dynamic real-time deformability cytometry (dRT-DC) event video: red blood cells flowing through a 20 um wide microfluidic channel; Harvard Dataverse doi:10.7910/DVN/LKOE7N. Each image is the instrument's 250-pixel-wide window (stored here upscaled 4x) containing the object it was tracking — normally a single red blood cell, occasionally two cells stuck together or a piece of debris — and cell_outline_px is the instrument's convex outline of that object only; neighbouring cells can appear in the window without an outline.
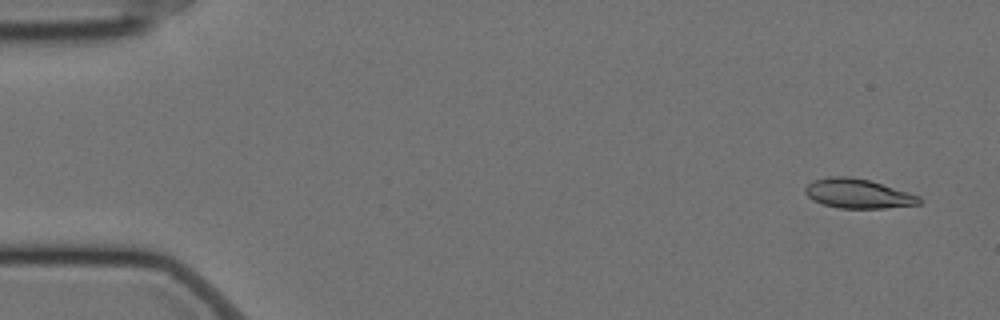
{"species": "Egyptian fruit bat (a non-hibernating species)", "species_latin": "Rousettus aegyptiacus", "temperature_condition": "cold", "stored_images_in_passage": 20, "camera_frame_rate_fps": 3000, "um_per_image_px": 0.085, "animal": {"sex": "female"}, "frame": {"image": 1, "passage_image": 2, "time_ms": 0.333, "image_size_px": [1000, 320], "cell_outline_px": [[920, 204], [884, 208], [840, 208], [824, 204], [812, 200], [804, 192], [804, 188], [812, 180], [828, 176], [852, 176], [872, 180], [920, 196]], "centroid_in_image_um": [72.91, 16.43], "position_along_channel_um": 12.1, "area_um2": 19.71}}
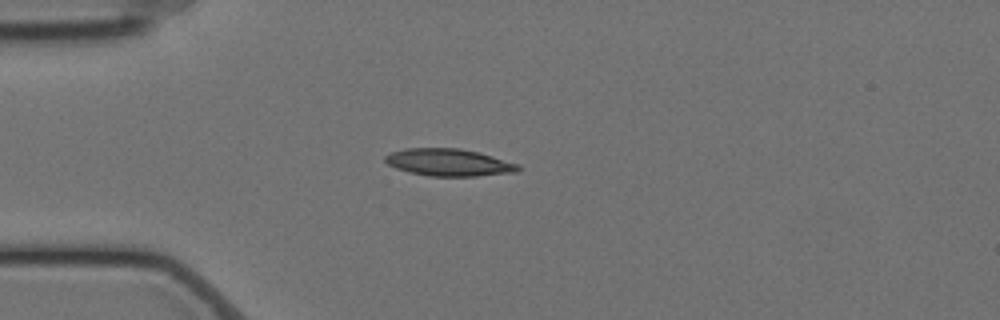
{"frame": {"image": 2, "passage_image": 14, "time_ms": 4.333, "image_size_px": [1000, 320], "cell_outline_px": [[520, 168], [516, 172], [476, 176], [428, 176], [408, 172], [396, 168], [388, 164], [384, 160], [384, 156], [392, 152], [404, 148], [460, 148], [480, 152], [520, 164]], "centroid_in_image_um": [38.15, 13.8], "position_along_channel_um": 46.8, "area_um2": 21.27}}
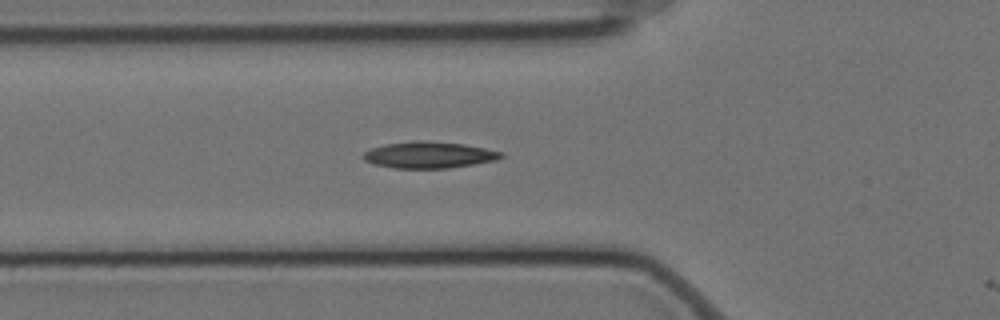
{"frame": {"image": 3, "passage_image": 19, "time_ms": 6.0, "image_size_px": [1000, 320], "cell_outline_px": [[504, 156], [496, 160], [448, 168], [396, 168], [372, 164], [364, 160], [360, 156], [364, 152], [372, 148], [384, 144], [416, 140], [424, 140], [464, 144], [504, 152]], "centroid_in_image_um": [36.43, 13.16], "position_along_channel_um": 89.4, "area_um2": 21.33}}